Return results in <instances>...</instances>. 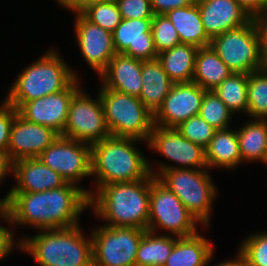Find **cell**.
I'll use <instances>...</instances> for the list:
<instances>
[{
	"instance_id": "obj_6",
	"label": "cell",
	"mask_w": 267,
	"mask_h": 266,
	"mask_svg": "<svg viewBox=\"0 0 267 266\" xmlns=\"http://www.w3.org/2000/svg\"><path fill=\"white\" fill-rule=\"evenodd\" d=\"M210 172L209 169H170L157 177L205 230L211 227L212 206L219 195Z\"/></svg>"
},
{
	"instance_id": "obj_31",
	"label": "cell",
	"mask_w": 267,
	"mask_h": 266,
	"mask_svg": "<svg viewBox=\"0 0 267 266\" xmlns=\"http://www.w3.org/2000/svg\"><path fill=\"white\" fill-rule=\"evenodd\" d=\"M247 100L246 117L267 120V71L261 69L248 74Z\"/></svg>"
},
{
	"instance_id": "obj_7",
	"label": "cell",
	"mask_w": 267,
	"mask_h": 266,
	"mask_svg": "<svg viewBox=\"0 0 267 266\" xmlns=\"http://www.w3.org/2000/svg\"><path fill=\"white\" fill-rule=\"evenodd\" d=\"M99 96L106 124L112 136L148 142L154 126L153 114L139 97L110 90L101 84Z\"/></svg>"
},
{
	"instance_id": "obj_47",
	"label": "cell",
	"mask_w": 267,
	"mask_h": 266,
	"mask_svg": "<svg viewBox=\"0 0 267 266\" xmlns=\"http://www.w3.org/2000/svg\"><path fill=\"white\" fill-rule=\"evenodd\" d=\"M7 211V202L5 197H0V217Z\"/></svg>"
},
{
	"instance_id": "obj_38",
	"label": "cell",
	"mask_w": 267,
	"mask_h": 266,
	"mask_svg": "<svg viewBox=\"0 0 267 266\" xmlns=\"http://www.w3.org/2000/svg\"><path fill=\"white\" fill-rule=\"evenodd\" d=\"M122 19L153 18L151 0H115Z\"/></svg>"
},
{
	"instance_id": "obj_16",
	"label": "cell",
	"mask_w": 267,
	"mask_h": 266,
	"mask_svg": "<svg viewBox=\"0 0 267 266\" xmlns=\"http://www.w3.org/2000/svg\"><path fill=\"white\" fill-rule=\"evenodd\" d=\"M205 89L197 83H173L163 104L153 115V123L176 128L190 117L199 115Z\"/></svg>"
},
{
	"instance_id": "obj_36",
	"label": "cell",
	"mask_w": 267,
	"mask_h": 266,
	"mask_svg": "<svg viewBox=\"0 0 267 266\" xmlns=\"http://www.w3.org/2000/svg\"><path fill=\"white\" fill-rule=\"evenodd\" d=\"M176 129L188 140L194 142L204 149L214 136L216 131L199 115L190 117L188 120L182 122Z\"/></svg>"
},
{
	"instance_id": "obj_15",
	"label": "cell",
	"mask_w": 267,
	"mask_h": 266,
	"mask_svg": "<svg viewBox=\"0 0 267 266\" xmlns=\"http://www.w3.org/2000/svg\"><path fill=\"white\" fill-rule=\"evenodd\" d=\"M80 80V81H79ZM77 78L67 89L23 103L18 114L25 120L49 127L62 135L73 95L82 87Z\"/></svg>"
},
{
	"instance_id": "obj_2",
	"label": "cell",
	"mask_w": 267,
	"mask_h": 266,
	"mask_svg": "<svg viewBox=\"0 0 267 266\" xmlns=\"http://www.w3.org/2000/svg\"><path fill=\"white\" fill-rule=\"evenodd\" d=\"M152 175L143 180L111 183L91 191L89 209L109 227L148 229Z\"/></svg>"
},
{
	"instance_id": "obj_11",
	"label": "cell",
	"mask_w": 267,
	"mask_h": 266,
	"mask_svg": "<svg viewBox=\"0 0 267 266\" xmlns=\"http://www.w3.org/2000/svg\"><path fill=\"white\" fill-rule=\"evenodd\" d=\"M145 232L135 227H94L90 231L93 266H135Z\"/></svg>"
},
{
	"instance_id": "obj_8",
	"label": "cell",
	"mask_w": 267,
	"mask_h": 266,
	"mask_svg": "<svg viewBox=\"0 0 267 266\" xmlns=\"http://www.w3.org/2000/svg\"><path fill=\"white\" fill-rule=\"evenodd\" d=\"M204 228L184 207L180 199L152 175L149 199V231L176 237H189ZM167 232V233H166Z\"/></svg>"
},
{
	"instance_id": "obj_33",
	"label": "cell",
	"mask_w": 267,
	"mask_h": 266,
	"mask_svg": "<svg viewBox=\"0 0 267 266\" xmlns=\"http://www.w3.org/2000/svg\"><path fill=\"white\" fill-rule=\"evenodd\" d=\"M199 116L216 130L231 127L235 117L213 90L205 91Z\"/></svg>"
},
{
	"instance_id": "obj_10",
	"label": "cell",
	"mask_w": 267,
	"mask_h": 266,
	"mask_svg": "<svg viewBox=\"0 0 267 266\" xmlns=\"http://www.w3.org/2000/svg\"><path fill=\"white\" fill-rule=\"evenodd\" d=\"M210 46L233 73L261 70L256 18L211 39Z\"/></svg>"
},
{
	"instance_id": "obj_49",
	"label": "cell",
	"mask_w": 267,
	"mask_h": 266,
	"mask_svg": "<svg viewBox=\"0 0 267 266\" xmlns=\"http://www.w3.org/2000/svg\"><path fill=\"white\" fill-rule=\"evenodd\" d=\"M265 166H267V155H266V159H265V161H264V163H263Z\"/></svg>"
},
{
	"instance_id": "obj_44",
	"label": "cell",
	"mask_w": 267,
	"mask_h": 266,
	"mask_svg": "<svg viewBox=\"0 0 267 266\" xmlns=\"http://www.w3.org/2000/svg\"><path fill=\"white\" fill-rule=\"evenodd\" d=\"M214 255H215V253L209 258L206 266H209L208 264H210V262H212ZM234 257L230 258L229 260L227 258V260H224L218 264L216 263L213 266H247L245 259L237 250H236V255Z\"/></svg>"
},
{
	"instance_id": "obj_17",
	"label": "cell",
	"mask_w": 267,
	"mask_h": 266,
	"mask_svg": "<svg viewBox=\"0 0 267 266\" xmlns=\"http://www.w3.org/2000/svg\"><path fill=\"white\" fill-rule=\"evenodd\" d=\"M58 136L53 129L29 122L17 113L11 126L8 157L12 163L37 158Z\"/></svg>"
},
{
	"instance_id": "obj_3",
	"label": "cell",
	"mask_w": 267,
	"mask_h": 266,
	"mask_svg": "<svg viewBox=\"0 0 267 266\" xmlns=\"http://www.w3.org/2000/svg\"><path fill=\"white\" fill-rule=\"evenodd\" d=\"M147 142L136 138L110 135L91 147V191L111 183L131 182L149 178V159L138 144ZM95 187V188H94Z\"/></svg>"
},
{
	"instance_id": "obj_34",
	"label": "cell",
	"mask_w": 267,
	"mask_h": 266,
	"mask_svg": "<svg viewBox=\"0 0 267 266\" xmlns=\"http://www.w3.org/2000/svg\"><path fill=\"white\" fill-rule=\"evenodd\" d=\"M243 239L237 251L247 266H267V231H256Z\"/></svg>"
},
{
	"instance_id": "obj_1",
	"label": "cell",
	"mask_w": 267,
	"mask_h": 266,
	"mask_svg": "<svg viewBox=\"0 0 267 266\" xmlns=\"http://www.w3.org/2000/svg\"><path fill=\"white\" fill-rule=\"evenodd\" d=\"M88 209L89 195L71 183L40 192H10L7 201L12 227L30 226L36 231L78 226Z\"/></svg>"
},
{
	"instance_id": "obj_48",
	"label": "cell",
	"mask_w": 267,
	"mask_h": 266,
	"mask_svg": "<svg viewBox=\"0 0 267 266\" xmlns=\"http://www.w3.org/2000/svg\"><path fill=\"white\" fill-rule=\"evenodd\" d=\"M258 18H260L263 21H267V4Z\"/></svg>"
},
{
	"instance_id": "obj_18",
	"label": "cell",
	"mask_w": 267,
	"mask_h": 266,
	"mask_svg": "<svg viewBox=\"0 0 267 266\" xmlns=\"http://www.w3.org/2000/svg\"><path fill=\"white\" fill-rule=\"evenodd\" d=\"M151 25L152 18L122 19L112 32L116 53L141 61L157 59Z\"/></svg>"
},
{
	"instance_id": "obj_27",
	"label": "cell",
	"mask_w": 267,
	"mask_h": 266,
	"mask_svg": "<svg viewBox=\"0 0 267 266\" xmlns=\"http://www.w3.org/2000/svg\"><path fill=\"white\" fill-rule=\"evenodd\" d=\"M198 48L191 44H179L157 55L164 71L173 83H189L193 80Z\"/></svg>"
},
{
	"instance_id": "obj_23",
	"label": "cell",
	"mask_w": 267,
	"mask_h": 266,
	"mask_svg": "<svg viewBox=\"0 0 267 266\" xmlns=\"http://www.w3.org/2000/svg\"><path fill=\"white\" fill-rule=\"evenodd\" d=\"M142 88L139 99L154 115L169 94L173 82L158 59L142 61Z\"/></svg>"
},
{
	"instance_id": "obj_14",
	"label": "cell",
	"mask_w": 267,
	"mask_h": 266,
	"mask_svg": "<svg viewBox=\"0 0 267 266\" xmlns=\"http://www.w3.org/2000/svg\"><path fill=\"white\" fill-rule=\"evenodd\" d=\"M75 14L74 35L81 58L99 76L108 62L117 54L113 45L112 33L91 23L79 11Z\"/></svg>"
},
{
	"instance_id": "obj_32",
	"label": "cell",
	"mask_w": 267,
	"mask_h": 266,
	"mask_svg": "<svg viewBox=\"0 0 267 266\" xmlns=\"http://www.w3.org/2000/svg\"><path fill=\"white\" fill-rule=\"evenodd\" d=\"M79 12L91 23L111 33L122 20L115 0L93 1L86 4Z\"/></svg>"
},
{
	"instance_id": "obj_29",
	"label": "cell",
	"mask_w": 267,
	"mask_h": 266,
	"mask_svg": "<svg viewBox=\"0 0 267 266\" xmlns=\"http://www.w3.org/2000/svg\"><path fill=\"white\" fill-rule=\"evenodd\" d=\"M178 238L146 230L138 247L135 266H164Z\"/></svg>"
},
{
	"instance_id": "obj_25",
	"label": "cell",
	"mask_w": 267,
	"mask_h": 266,
	"mask_svg": "<svg viewBox=\"0 0 267 266\" xmlns=\"http://www.w3.org/2000/svg\"><path fill=\"white\" fill-rule=\"evenodd\" d=\"M199 231L189 237H179L164 266H206L214 254V242Z\"/></svg>"
},
{
	"instance_id": "obj_24",
	"label": "cell",
	"mask_w": 267,
	"mask_h": 266,
	"mask_svg": "<svg viewBox=\"0 0 267 266\" xmlns=\"http://www.w3.org/2000/svg\"><path fill=\"white\" fill-rule=\"evenodd\" d=\"M165 16L176 28L182 44L197 48L210 46L211 39L206 34L196 1L189 6L172 9Z\"/></svg>"
},
{
	"instance_id": "obj_5",
	"label": "cell",
	"mask_w": 267,
	"mask_h": 266,
	"mask_svg": "<svg viewBox=\"0 0 267 266\" xmlns=\"http://www.w3.org/2000/svg\"><path fill=\"white\" fill-rule=\"evenodd\" d=\"M60 50L49 48L35 61L22 68L7 90L5 100L18 109L23 103L67 89L77 71L66 62Z\"/></svg>"
},
{
	"instance_id": "obj_13",
	"label": "cell",
	"mask_w": 267,
	"mask_h": 266,
	"mask_svg": "<svg viewBox=\"0 0 267 266\" xmlns=\"http://www.w3.org/2000/svg\"><path fill=\"white\" fill-rule=\"evenodd\" d=\"M37 158L67 183L81 187L89 195V188L80 183L91 178L90 144L59 135Z\"/></svg>"
},
{
	"instance_id": "obj_4",
	"label": "cell",
	"mask_w": 267,
	"mask_h": 266,
	"mask_svg": "<svg viewBox=\"0 0 267 266\" xmlns=\"http://www.w3.org/2000/svg\"><path fill=\"white\" fill-rule=\"evenodd\" d=\"M81 228L79 224L20 235L19 251L30 255L39 266H93L91 233L87 238Z\"/></svg>"
},
{
	"instance_id": "obj_9",
	"label": "cell",
	"mask_w": 267,
	"mask_h": 266,
	"mask_svg": "<svg viewBox=\"0 0 267 266\" xmlns=\"http://www.w3.org/2000/svg\"><path fill=\"white\" fill-rule=\"evenodd\" d=\"M147 144L150 151L158 152L172 163L170 165L165 161L156 160L158 163H154L157 165L153 166L149 161L150 172L155 177L170 169H208L205 149L186 139L176 128L154 125Z\"/></svg>"
},
{
	"instance_id": "obj_30",
	"label": "cell",
	"mask_w": 267,
	"mask_h": 266,
	"mask_svg": "<svg viewBox=\"0 0 267 266\" xmlns=\"http://www.w3.org/2000/svg\"><path fill=\"white\" fill-rule=\"evenodd\" d=\"M248 74L232 73L224 79L213 91L220 100L234 114L247 116L248 100Z\"/></svg>"
},
{
	"instance_id": "obj_46",
	"label": "cell",
	"mask_w": 267,
	"mask_h": 266,
	"mask_svg": "<svg viewBox=\"0 0 267 266\" xmlns=\"http://www.w3.org/2000/svg\"><path fill=\"white\" fill-rule=\"evenodd\" d=\"M56 3L62 7L61 9H66V11L70 12V0H55Z\"/></svg>"
},
{
	"instance_id": "obj_26",
	"label": "cell",
	"mask_w": 267,
	"mask_h": 266,
	"mask_svg": "<svg viewBox=\"0 0 267 266\" xmlns=\"http://www.w3.org/2000/svg\"><path fill=\"white\" fill-rule=\"evenodd\" d=\"M236 130L242 162L264 163L267 155V120L246 118V122Z\"/></svg>"
},
{
	"instance_id": "obj_20",
	"label": "cell",
	"mask_w": 267,
	"mask_h": 266,
	"mask_svg": "<svg viewBox=\"0 0 267 266\" xmlns=\"http://www.w3.org/2000/svg\"><path fill=\"white\" fill-rule=\"evenodd\" d=\"M207 36L213 37L248 23L252 18L236 0H195Z\"/></svg>"
},
{
	"instance_id": "obj_40",
	"label": "cell",
	"mask_w": 267,
	"mask_h": 266,
	"mask_svg": "<svg viewBox=\"0 0 267 266\" xmlns=\"http://www.w3.org/2000/svg\"><path fill=\"white\" fill-rule=\"evenodd\" d=\"M194 2L195 0H151V8L154 15H165L172 9L189 6Z\"/></svg>"
},
{
	"instance_id": "obj_12",
	"label": "cell",
	"mask_w": 267,
	"mask_h": 266,
	"mask_svg": "<svg viewBox=\"0 0 267 266\" xmlns=\"http://www.w3.org/2000/svg\"><path fill=\"white\" fill-rule=\"evenodd\" d=\"M110 135L99 93L93 98L81 87L71 99L67 122L61 136L91 145Z\"/></svg>"
},
{
	"instance_id": "obj_43",
	"label": "cell",
	"mask_w": 267,
	"mask_h": 266,
	"mask_svg": "<svg viewBox=\"0 0 267 266\" xmlns=\"http://www.w3.org/2000/svg\"><path fill=\"white\" fill-rule=\"evenodd\" d=\"M7 176H12V162L8 154L0 153V183H3Z\"/></svg>"
},
{
	"instance_id": "obj_39",
	"label": "cell",
	"mask_w": 267,
	"mask_h": 266,
	"mask_svg": "<svg viewBox=\"0 0 267 266\" xmlns=\"http://www.w3.org/2000/svg\"><path fill=\"white\" fill-rule=\"evenodd\" d=\"M17 109L5 99L0 103V153L7 154L10 141V131Z\"/></svg>"
},
{
	"instance_id": "obj_45",
	"label": "cell",
	"mask_w": 267,
	"mask_h": 266,
	"mask_svg": "<svg viewBox=\"0 0 267 266\" xmlns=\"http://www.w3.org/2000/svg\"><path fill=\"white\" fill-rule=\"evenodd\" d=\"M93 1H101V0H70V11H79L82 9L86 4L93 2Z\"/></svg>"
},
{
	"instance_id": "obj_19",
	"label": "cell",
	"mask_w": 267,
	"mask_h": 266,
	"mask_svg": "<svg viewBox=\"0 0 267 266\" xmlns=\"http://www.w3.org/2000/svg\"><path fill=\"white\" fill-rule=\"evenodd\" d=\"M12 176L15 185L4 196L6 202L10 192H40L67 184L59 173L43 164L38 158H23L13 162Z\"/></svg>"
},
{
	"instance_id": "obj_21",
	"label": "cell",
	"mask_w": 267,
	"mask_h": 266,
	"mask_svg": "<svg viewBox=\"0 0 267 266\" xmlns=\"http://www.w3.org/2000/svg\"><path fill=\"white\" fill-rule=\"evenodd\" d=\"M141 70V60L117 53L98 76V80L110 90L139 97L143 86Z\"/></svg>"
},
{
	"instance_id": "obj_37",
	"label": "cell",
	"mask_w": 267,
	"mask_h": 266,
	"mask_svg": "<svg viewBox=\"0 0 267 266\" xmlns=\"http://www.w3.org/2000/svg\"><path fill=\"white\" fill-rule=\"evenodd\" d=\"M2 220V221H1ZM1 223L6 224L3 226ZM9 226V227H6ZM11 226V227H10ZM15 229L12 227V222L9 213L6 211L0 217V261L11 255V252L18 251L20 241L15 234ZM18 238V239H17Z\"/></svg>"
},
{
	"instance_id": "obj_22",
	"label": "cell",
	"mask_w": 267,
	"mask_h": 266,
	"mask_svg": "<svg viewBox=\"0 0 267 266\" xmlns=\"http://www.w3.org/2000/svg\"><path fill=\"white\" fill-rule=\"evenodd\" d=\"M205 157L209 170L219 168L232 171L243 165L237 130L233 129L232 126L216 130L213 138L205 148Z\"/></svg>"
},
{
	"instance_id": "obj_28",
	"label": "cell",
	"mask_w": 267,
	"mask_h": 266,
	"mask_svg": "<svg viewBox=\"0 0 267 266\" xmlns=\"http://www.w3.org/2000/svg\"><path fill=\"white\" fill-rule=\"evenodd\" d=\"M232 73L211 46L198 48L192 82L205 90H214Z\"/></svg>"
},
{
	"instance_id": "obj_41",
	"label": "cell",
	"mask_w": 267,
	"mask_h": 266,
	"mask_svg": "<svg viewBox=\"0 0 267 266\" xmlns=\"http://www.w3.org/2000/svg\"><path fill=\"white\" fill-rule=\"evenodd\" d=\"M256 27L259 37L261 69L267 71V21L257 17Z\"/></svg>"
},
{
	"instance_id": "obj_42",
	"label": "cell",
	"mask_w": 267,
	"mask_h": 266,
	"mask_svg": "<svg viewBox=\"0 0 267 266\" xmlns=\"http://www.w3.org/2000/svg\"><path fill=\"white\" fill-rule=\"evenodd\" d=\"M251 18L261 15L267 4V0H236Z\"/></svg>"
},
{
	"instance_id": "obj_35",
	"label": "cell",
	"mask_w": 267,
	"mask_h": 266,
	"mask_svg": "<svg viewBox=\"0 0 267 266\" xmlns=\"http://www.w3.org/2000/svg\"><path fill=\"white\" fill-rule=\"evenodd\" d=\"M151 33L158 54L181 44L176 28L165 15H154Z\"/></svg>"
}]
</instances>
